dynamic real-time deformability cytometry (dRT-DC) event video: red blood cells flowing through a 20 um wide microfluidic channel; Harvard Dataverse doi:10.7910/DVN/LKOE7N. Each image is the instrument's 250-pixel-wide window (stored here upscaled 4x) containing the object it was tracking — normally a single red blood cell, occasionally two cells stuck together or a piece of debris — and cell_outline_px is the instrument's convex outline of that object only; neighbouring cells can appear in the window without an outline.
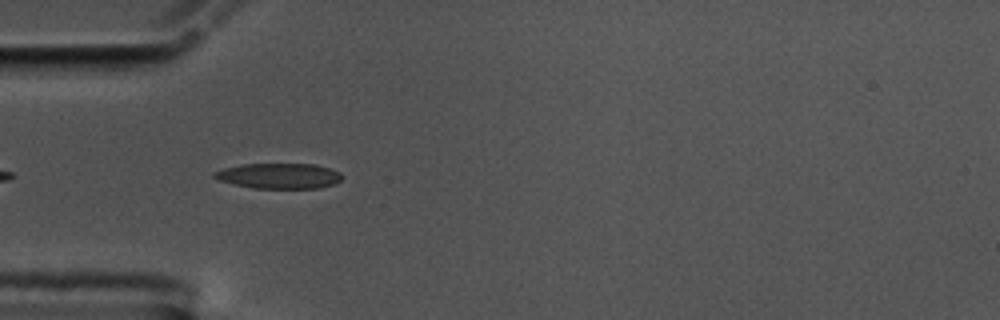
{"species": "common noctule bat (a hibernating species)", "species_latin": "Nyctalus noctula", "temperature_condition": "cold", "stored_images_in_passage": 41, "camera_frame_rate_fps": 3000, "um_per_image_px": 0.085, "animal": {"sex": "male", "body_mass_g": 17.5, "forearm_length_mm": 52.3}, "frame": {"image": 1, "passage_image": 3, "time_ms": 0.667, "image_size_px": [1000, 320], "cell_outline_px": [[344, 176], [336, 184], [320, 188], [252, 188], [220, 180], [212, 176], [212, 172], [224, 168], [240, 164], [316, 164], [340, 172]], "centroid_in_image_um": [23.74, 14.95], "position_along_channel_um": 61.3, "area_um2": 18.96}}
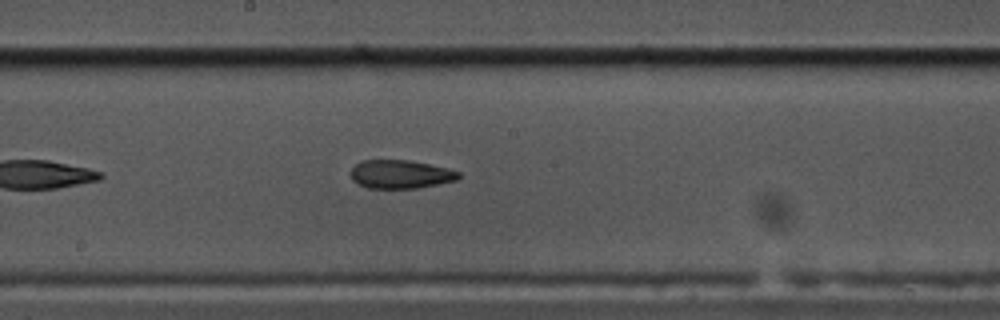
{"frame": {"image": 2, "passage_image": 16, "time_ms": 5.0, "image_size_px": [1000, 320], "cell_outline_px": [[460, 176], [456, 180], [416, 188], [368, 188], [356, 184], [352, 180], [352, 168], [360, 160], [408, 160], [448, 168], [460, 172]], "centroid_in_image_um": [34.02, 14.81], "position_along_channel_um": 214.2, "area_um2": 17.8}}
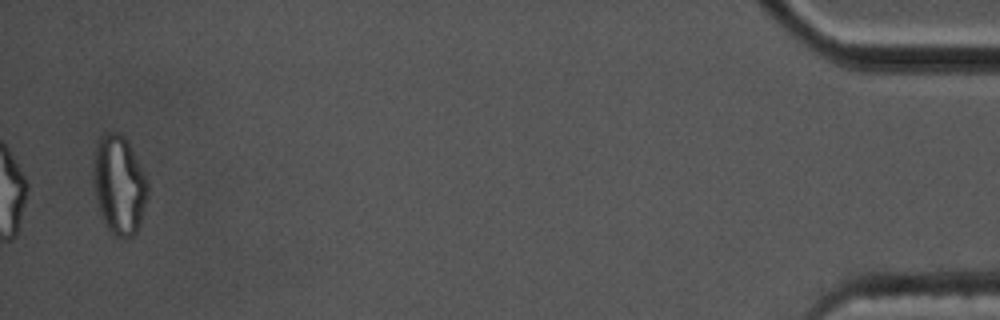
{"frame": {"image": 3, "passage_image": 41, "time_ms": 13.333, "image_size_px": [1000, 320], "cell_outline_px": [[148, 196], [136, 232], [132, 236], [120, 240], [108, 228], [100, 212], [92, 180], [92, 168], [96, 144], [100, 136], [104, 132], [120, 132], [124, 136], [148, 180]], "centroid_in_image_um": [10.11, 15.69], "position_along_channel_um": 425.1, "area_um2": 31.33}, "authors_computed_cell_mechanics": {"area_um2": 18.9584, "velocity_mm_per_s": 3.5702, "shape_relaxation_time_tau1_ms": null, "shape_relaxation_time_tau2_ms": 4.1861, "deformation_change_tau1": null, "deformation_change_tau2": 0.1278}}